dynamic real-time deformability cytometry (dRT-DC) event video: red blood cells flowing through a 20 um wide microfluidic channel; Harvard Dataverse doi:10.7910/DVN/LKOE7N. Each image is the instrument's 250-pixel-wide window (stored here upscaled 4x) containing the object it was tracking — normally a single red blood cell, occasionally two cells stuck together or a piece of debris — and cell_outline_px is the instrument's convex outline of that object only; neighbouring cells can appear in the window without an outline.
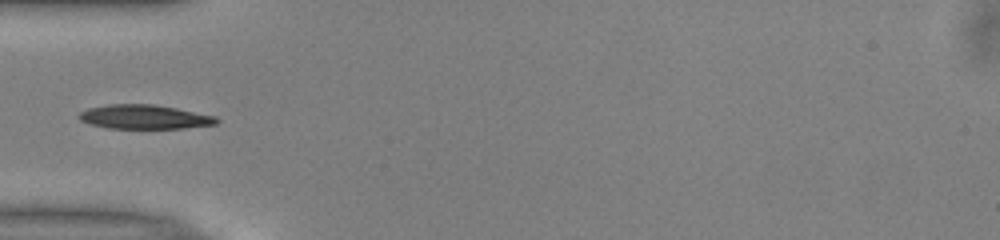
{"species": "common noctule bat (a hibernating species)", "species_latin": "Nyctalus noctula", "temperature_condition": "warm", "stored_images_in_passage": 36, "camera_frame_rate_fps": 3000, "um_per_image_px": 0.085, "animal": {"sex": "male", "body_mass_g": 13.0, "forearm_length_mm": 53.1}, "frame": {"image": 1, "passage_image": 1, "time_ms": 0.0, "image_size_px": [1000, 240], "cell_outline_px": [[220, 120], [216, 124], [184, 128], [108, 128], [92, 124], [80, 120], [76, 116], [80, 112], [88, 108], [108, 104], [156, 104], [216, 116]], "centroid_in_image_um": [12.28, 9.93], "position_along_channel_um": 72.7, "area_um2": 19.36}}
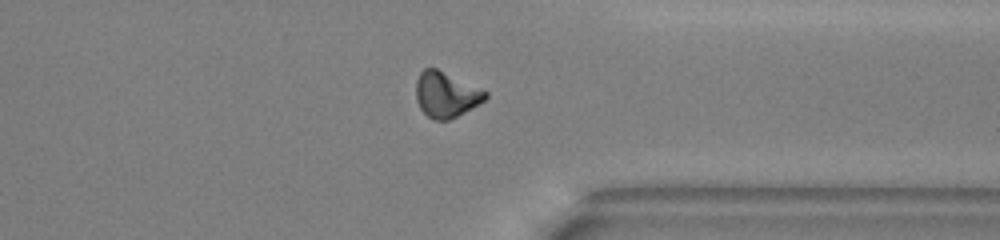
{"frame": {"image": 2, "passage_image": 24, "time_ms": 7.667, "image_size_px": [1000, 240], "cell_outline_px": [[488, 96], [480, 104], [448, 120], [432, 120], [420, 108], [416, 100], [416, 80], [420, 72], [424, 68], [436, 68], [488, 92]], "centroid_in_image_um": [37.89, 8.04], "position_along_channel_um": 373.5, "area_um2": 18.26}}
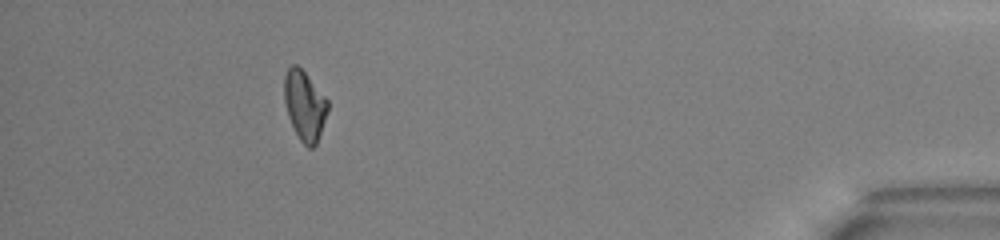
{"frame": {"image": 3, "passage_image": 31, "time_ms": 10.0, "image_size_px": [1000, 240], "cell_outline_px": [[328, 108], [316, 144], [312, 148], [308, 148], [300, 140], [288, 116], [284, 100], [284, 76], [288, 68], [292, 64], [296, 64], [304, 72], [328, 100]], "centroid_in_image_um": [25.87, 8.95], "position_along_channel_um": 409.3, "area_um2": 17.28}}